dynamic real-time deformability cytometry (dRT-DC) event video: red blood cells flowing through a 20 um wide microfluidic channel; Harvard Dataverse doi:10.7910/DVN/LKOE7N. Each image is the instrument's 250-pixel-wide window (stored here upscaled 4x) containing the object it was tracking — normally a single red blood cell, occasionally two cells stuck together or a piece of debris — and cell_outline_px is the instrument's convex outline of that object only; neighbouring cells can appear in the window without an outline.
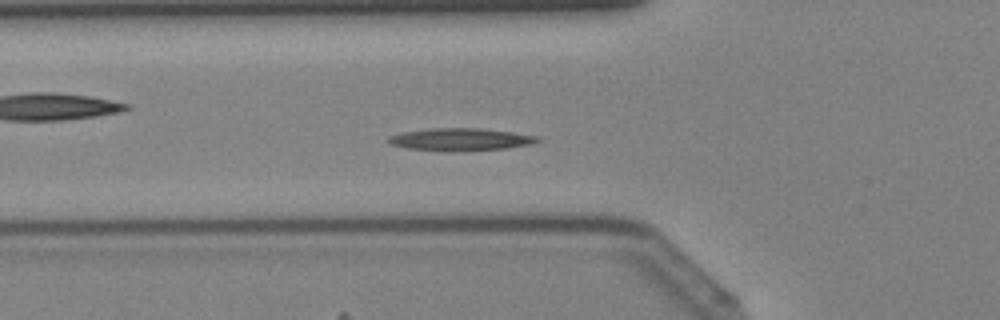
{"species": "Egyptian fruit bat (a non-hibernating species)", "species_latin": "Rousettus aegyptiacus", "temperature_condition": "cold", "stored_images_in_passage": 43, "camera_frame_rate_fps": 3000, "um_per_image_px": 0.085, "animal": {"sex": "female"}, "frame": {"image": 1, "passage_image": 15, "time_ms": 4.667, "image_size_px": [1000, 320], "cell_outline_px": [[540, 140], [532, 144], [504, 148], [404, 148], [392, 144], [388, 140], [388, 136], [400, 132], [428, 128], [480, 128], [512, 132], [540, 136]], "centroid_in_image_um": [39.16, 11.78], "position_along_channel_um": 86.6, "area_um2": 18.26}}
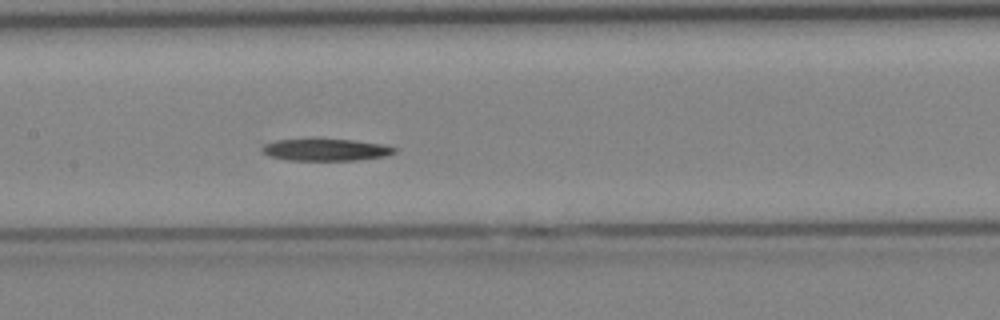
{"frame": {"image": 2, "passage_image": 21, "time_ms": 6.667, "image_size_px": [1000, 320], "cell_outline_px": [[396, 152], [384, 156], [356, 160], [288, 160], [268, 156], [260, 152], [260, 148], [264, 144], [276, 140], [352, 140], [384, 144], [396, 148]], "centroid_in_image_um": [27.65, 12.74], "position_along_channel_um": 179.8, "area_um2": 16.76}}
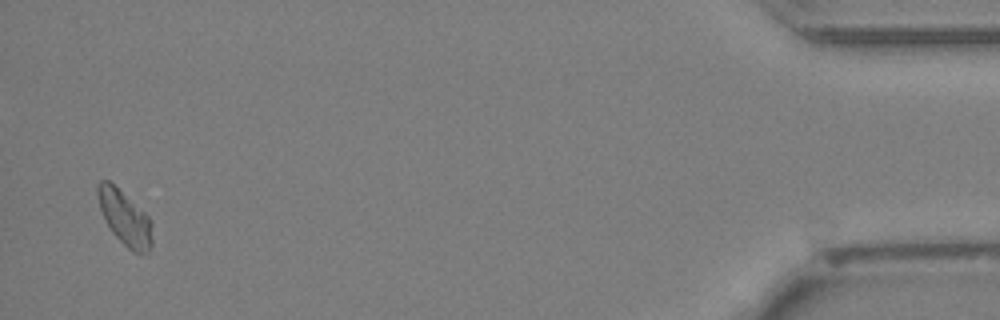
{"frame": {"image": 3, "passage_image": 42, "time_ms": 13.667, "image_size_px": [1000, 320], "cell_outline_px": [[152, 244], [148, 252], [132, 252], [112, 232], [100, 208], [96, 192], [96, 184], [100, 180], [108, 180], [144, 212], [152, 220]], "centroid_in_image_um": [10.61, 18.51], "position_along_channel_um": 424.6, "area_um2": 16.99}}